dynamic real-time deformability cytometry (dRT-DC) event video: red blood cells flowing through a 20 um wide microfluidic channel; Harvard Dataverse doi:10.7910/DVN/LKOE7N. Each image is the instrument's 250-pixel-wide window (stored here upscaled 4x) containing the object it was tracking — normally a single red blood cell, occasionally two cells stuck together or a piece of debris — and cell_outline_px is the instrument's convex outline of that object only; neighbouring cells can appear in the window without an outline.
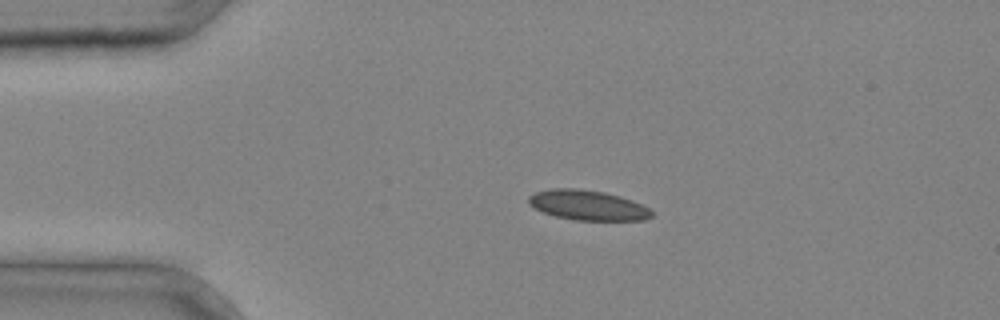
{"species": "common noctule bat (a hibernating species)", "species_latin": "Nyctalus noctula", "temperature_condition": "cold", "stored_images_in_passage": 4, "camera_frame_rate_fps": 3000, "um_per_image_px": 0.085, "animal": {"sex": "male", "body_mass_g": 20.4}, "frame": {"image": 1, "passage_image": 3, "time_ms": 0.667, "image_size_px": [1000, 320], "cell_outline_px": [[652, 216], [644, 220], [576, 220], [556, 216], [544, 212], [528, 204], [528, 196], [536, 192], [552, 188], [580, 188], [604, 192], [620, 196], [632, 200], [652, 208]], "centroid_in_image_um": [49.99, 17.43], "position_along_channel_um": 35.0, "area_um2": 21.56}}